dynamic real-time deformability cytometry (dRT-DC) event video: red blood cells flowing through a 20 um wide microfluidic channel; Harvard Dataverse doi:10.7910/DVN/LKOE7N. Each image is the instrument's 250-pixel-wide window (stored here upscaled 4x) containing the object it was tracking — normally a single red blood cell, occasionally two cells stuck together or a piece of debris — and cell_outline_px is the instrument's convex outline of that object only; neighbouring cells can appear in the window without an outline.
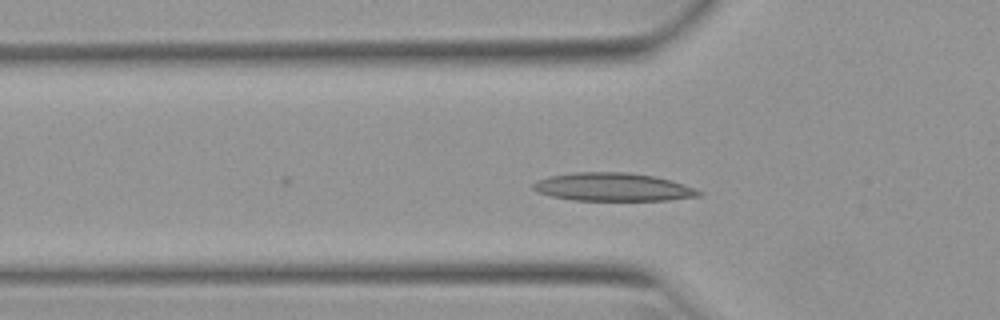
{"species": "Egyptian fruit bat (a non-hibernating species)", "species_latin": "Rousettus aegyptiacus", "temperature_condition": "warm", "stored_images_in_passage": 39, "camera_frame_rate_fps": 3000, "um_per_image_px": 0.085, "animal": {"sex": "female"}, "frame": {"image": 1, "passage_image": 11, "time_ms": 3.333, "image_size_px": [1000, 320], "cell_outline_px": [[704, 192], [700, 196], [668, 200], [572, 200], [552, 196], [536, 192], [532, 188], [532, 184], [536, 180], [548, 176], [572, 172], [628, 172], [652, 176], [672, 180], [696, 188]], "centroid_in_image_um": [52.09, 15.89], "position_along_channel_um": 73.7, "area_um2": 27.4}}
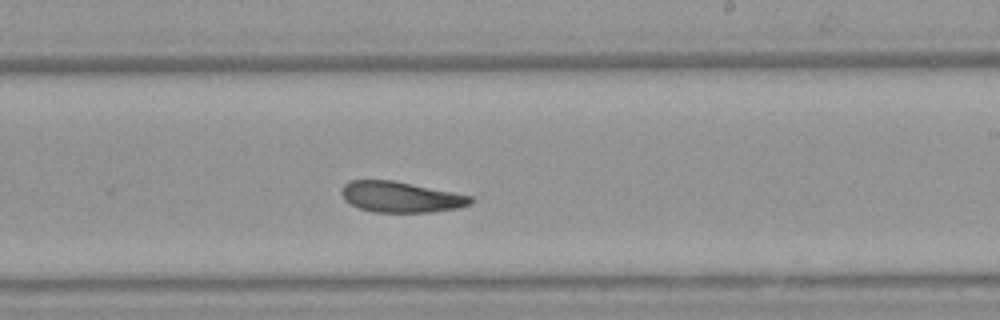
{"frame": {"image": 2, "passage_image": 25, "time_ms": 8.0, "image_size_px": [1000, 320], "cell_outline_px": [[476, 200], [472, 204], [456, 208], [432, 212], [372, 212], [360, 208], [344, 200], [340, 192], [340, 188], [344, 184], [352, 180], [392, 180], [472, 196]], "centroid_in_image_um": [34.06, 16.74], "position_along_channel_um": 254.9, "area_um2": 23.12}}
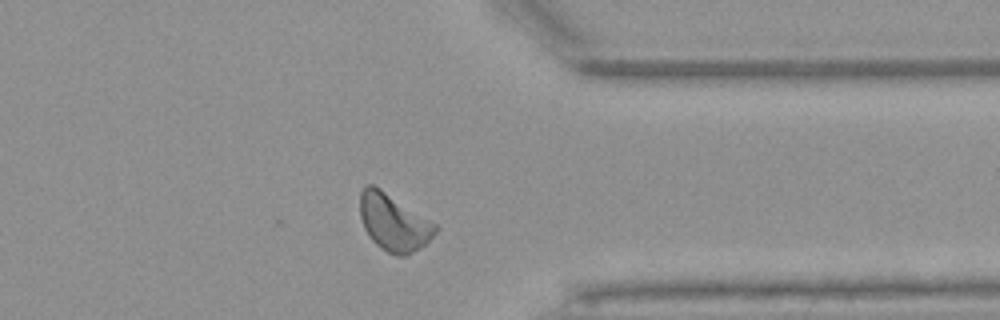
{"frame": {"image": 3, "passage_image": 35, "time_ms": 11.333, "image_size_px": [1000, 320], "cell_outline_px": [[440, 228], [420, 248], [408, 256], [396, 256], [380, 248], [368, 236], [364, 228], [360, 216], [360, 192], [368, 184], [372, 184], [380, 188], [436, 224]], "centroid_in_image_um": [33.45, 18.93], "position_along_channel_um": 378.0, "area_um2": 24.85}, "authors_computed_cell_mechanics": {"area_um2": 24.276, "velocity_mm_per_s": 3.8932, "shape_relaxation_time_tau1_ms": 7.8721, "shape_relaxation_time_tau2_ms": 8.7846, "deformation_change_tau1": 0.1873, "deformation_change_tau2": 0.1363}}